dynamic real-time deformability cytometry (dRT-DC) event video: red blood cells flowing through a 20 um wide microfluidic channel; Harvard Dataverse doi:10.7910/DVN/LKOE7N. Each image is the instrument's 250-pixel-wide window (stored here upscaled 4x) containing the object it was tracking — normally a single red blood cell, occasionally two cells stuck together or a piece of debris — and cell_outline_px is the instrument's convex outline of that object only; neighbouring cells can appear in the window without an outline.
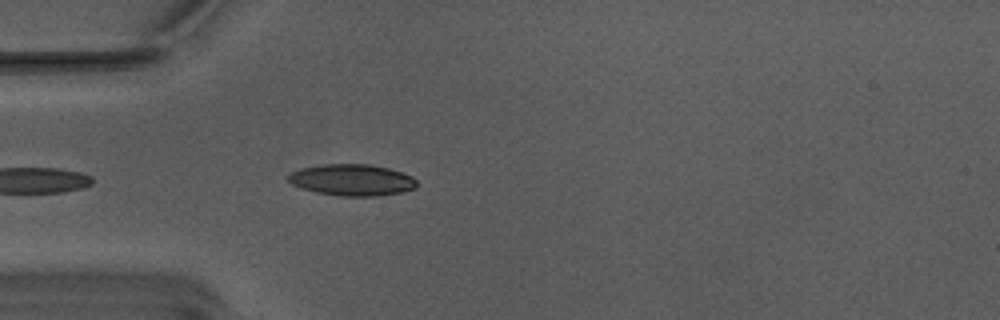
{"species": "Egyptian fruit bat (a non-hibernating species)", "species_latin": "Rousettus aegyptiacus", "temperature_condition": "warm", "stored_images_in_passage": 7, "camera_frame_rate_fps": 3000, "um_per_image_px": 0.085, "animal": {"sex": "male"}, "frame": {"image": 1, "passage_image": 3, "time_ms": 0.667, "image_size_px": [1000, 320], "cell_outline_px": [[416, 184], [412, 188], [400, 192], [380, 196], [340, 196], [316, 192], [300, 188], [292, 184], [288, 180], [288, 176], [292, 172], [300, 168], [324, 164], [368, 164], [388, 168], [412, 176], [416, 180]], "centroid_in_image_um": [29.88, 15.3], "position_along_channel_um": 55.1, "area_um2": 23.41}}